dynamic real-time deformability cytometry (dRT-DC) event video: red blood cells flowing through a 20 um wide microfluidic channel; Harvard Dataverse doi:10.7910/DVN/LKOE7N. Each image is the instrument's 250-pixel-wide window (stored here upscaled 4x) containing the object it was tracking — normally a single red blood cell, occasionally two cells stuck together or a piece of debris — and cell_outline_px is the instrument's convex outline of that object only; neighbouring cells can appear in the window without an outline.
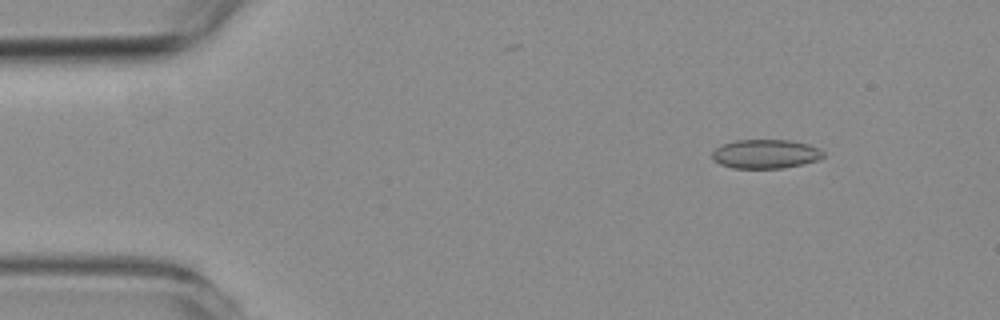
{"species": "common noctule bat (a hibernating species)", "species_latin": "Nyctalus noctula", "temperature_condition": "room temperature", "stored_images_in_passage": 55, "camera_frame_rate_fps": 3000, "um_per_image_px": 0.085, "animal": {"sex": "female", "body_mass_g": 19.3, "forearm_length_mm": 54.1}, "frame": {"image": 1, "passage_image": 7, "time_ms": 2.0, "image_size_px": [1000, 320], "cell_outline_px": [[824, 156], [816, 160], [804, 164], [780, 168], [732, 168], [720, 164], [712, 156], [712, 152], [716, 148], [724, 144], [736, 140], [792, 140], [808, 144], [824, 152]], "centroid_in_image_um": [65.08, 13.08], "position_along_channel_um": 19.9, "area_um2": 18.61}}
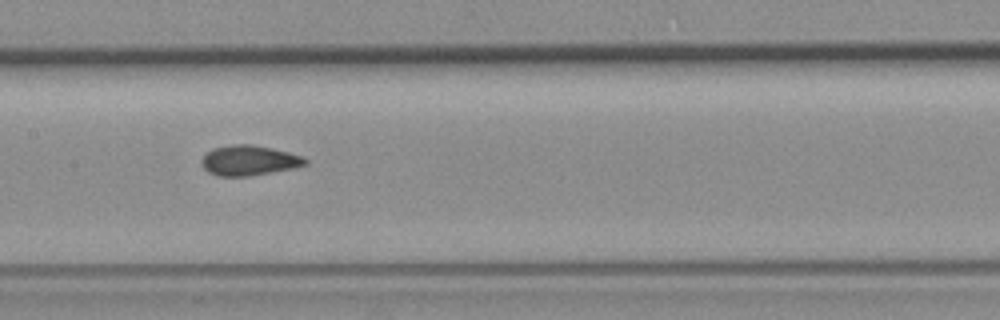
{"frame": {"image": 2, "passage_image": 28, "time_ms": 9.0, "image_size_px": [1000, 320], "cell_outline_px": [[308, 164], [292, 168], [248, 176], [216, 176], [208, 172], [204, 168], [204, 156], [212, 148], [232, 144], [252, 144], [272, 148], [288, 152], [300, 156], [308, 160]], "centroid_in_image_um": [21.17, 13.63], "position_along_channel_um": 186.2, "area_um2": 17.92}}
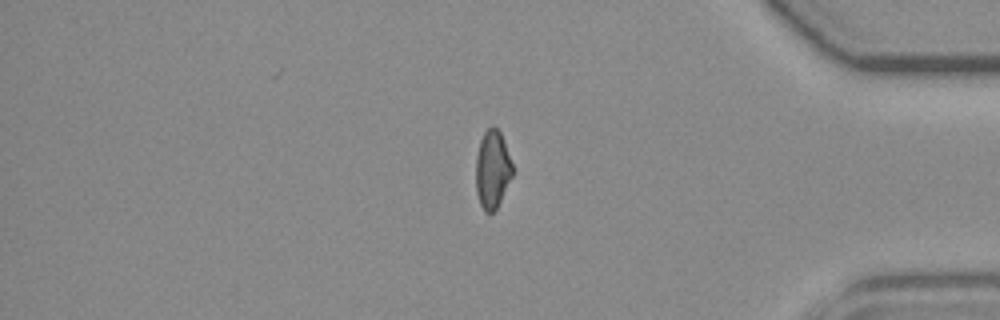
{"frame": {"image": 3, "passage_image": 48, "time_ms": 15.667, "image_size_px": [1000, 320], "cell_outline_px": [[512, 176], [496, 208], [492, 212], [484, 212], [480, 204], [476, 192], [476, 156], [480, 140], [484, 132], [492, 124], [500, 132], [512, 164]], "centroid_in_image_um": [41.83, 14.39], "position_along_channel_um": 393.4, "area_um2": 16.42}}